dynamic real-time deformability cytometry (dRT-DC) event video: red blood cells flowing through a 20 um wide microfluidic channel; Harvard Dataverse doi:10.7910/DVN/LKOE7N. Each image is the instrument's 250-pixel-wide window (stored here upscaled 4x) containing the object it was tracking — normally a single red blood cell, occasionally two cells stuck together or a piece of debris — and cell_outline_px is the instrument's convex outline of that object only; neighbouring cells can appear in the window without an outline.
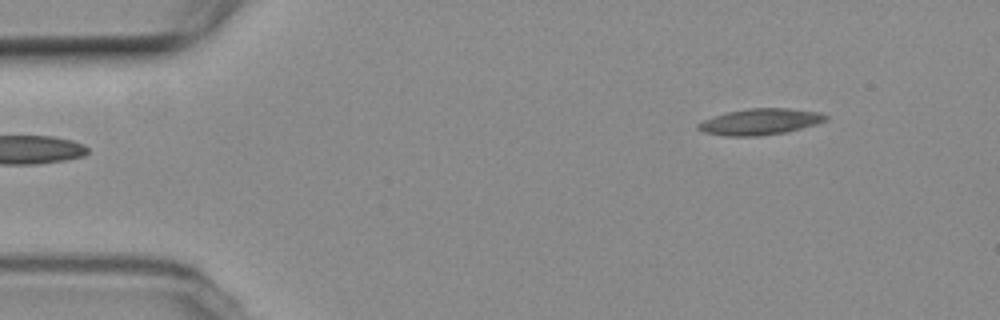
{"species": "common noctule bat (a hibernating species)", "species_latin": "Nyctalus noctula", "temperature_condition": "room temperature", "stored_images_in_passage": 6, "camera_frame_rate_fps": 3000, "um_per_image_px": 0.085, "animal": {"sex": "female", "body_mass_g": 19.3, "forearm_length_mm": 54.1}, "frame": {"image": 1, "passage_image": 6, "time_ms": 6.333, "image_size_px": [1000, 320], "cell_outline_px": [[828, 120], [816, 124], [784, 132], [760, 136], [724, 136], [704, 132], [696, 128], [696, 124], [712, 116], [728, 112], [748, 108], [788, 108], [820, 112], [828, 116]], "centroid_in_image_um": [64.59, 10.34], "position_along_channel_um": 20.4, "area_um2": 19.48}}